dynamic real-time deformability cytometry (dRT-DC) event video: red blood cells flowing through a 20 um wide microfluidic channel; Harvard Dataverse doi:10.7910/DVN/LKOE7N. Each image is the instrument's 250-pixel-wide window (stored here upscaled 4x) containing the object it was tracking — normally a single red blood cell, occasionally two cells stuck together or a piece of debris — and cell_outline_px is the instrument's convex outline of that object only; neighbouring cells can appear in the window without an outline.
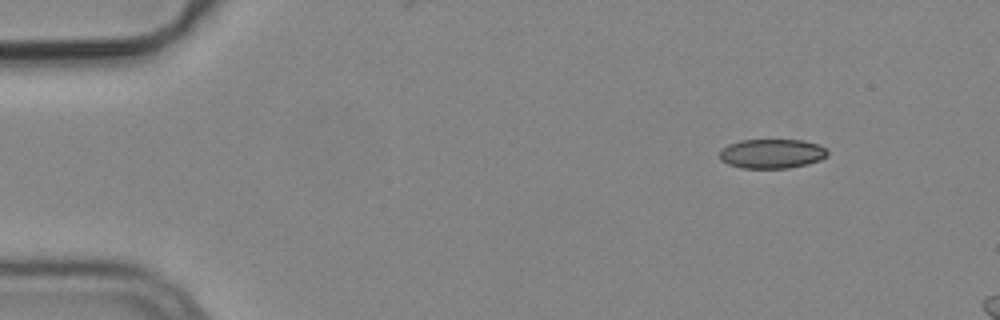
{"species": "common noctule bat (a hibernating species)", "species_latin": "Nyctalus noctula", "temperature_condition": "cold", "stored_images_in_passage": 3, "camera_frame_rate_fps": 3000, "um_per_image_px": 0.085, "animal": {"sex": "male", "body_mass_g": 19.2, "forearm_length_mm": 51.8}, "frame": {"image": 1, "passage_image": 1, "time_ms": 0.0, "image_size_px": [1000, 320], "cell_outline_px": [[828, 156], [820, 160], [808, 164], [788, 168], [740, 168], [728, 164], [720, 160], [720, 152], [728, 144], [740, 140], [804, 140], [820, 144], [828, 152]], "centroid_in_image_um": [65.63, 13.06], "position_along_channel_um": 19.4, "area_um2": 18.61}}